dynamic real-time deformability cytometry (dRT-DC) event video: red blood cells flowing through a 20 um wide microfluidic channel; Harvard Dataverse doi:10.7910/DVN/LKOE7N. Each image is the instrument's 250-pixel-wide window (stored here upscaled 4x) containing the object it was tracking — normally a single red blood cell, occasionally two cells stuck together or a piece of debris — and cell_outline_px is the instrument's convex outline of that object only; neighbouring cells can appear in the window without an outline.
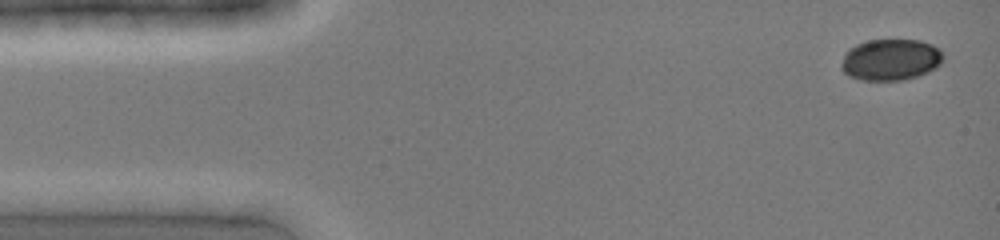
{"species": "common noctule bat (a hibernating species)", "species_latin": "Nyctalus noctula", "temperature_condition": "cold", "stored_images_in_passage": 2, "camera_frame_rate_fps": 3000, "um_per_image_px": 0.085, "animal": {"sex": "female", "body_mass_g": 19.0, "forearm_length_mm": 51.5}, "frame": {"image": 1, "passage_image": 1, "time_ms": 0.0, "image_size_px": [1000, 240], "cell_outline_px": [[944, 56], [940, 64], [936, 68], [928, 72], [904, 80], [860, 80], [848, 76], [840, 68], [840, 64], [844, 52], [848, 48], [856, 44], [868, 40], [920, 40], [932, 44]], "centroid_in_image_um": [75.65, 5.07], "position_along_channel_um": 9.3, "area_um2": 24.8}}